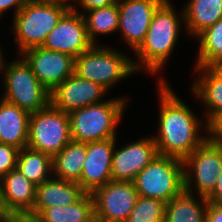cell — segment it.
Here are the masks:
<instances>
[{"mask_svg":"<svg viewBox=\"0 0 222 222\" xmlns=\"http://www.w3.org/2000/svg\"><path fill=\"white\" fill-rule=\"evenodd\" d=\"M159 82V131L157 137H152L158 155L174 157L183 161L212 132H207V136L199 135L198 131L202 128L201 121L185 102L168 87L165 80L161 78Z\"/></svg>","mask_w":222,"mask_h":222,"instance_id":"obj_1","label":"cell"},{"mask_svg":"<svg viewBox=\"0 0 222 222\" xmlns=\"http://www.w3.org/2000/svg\"><path fill=\"white\" fill-rule=\"evenodd\" d=\"M169 1L165 0L154 12L145 40L134 52L139 59L133 61L136 72L144 69L157 74L176 46L181 22Z\"/></svg>","mask_w":222,"mask_h":222,"instance_id":"obj_2","label":"cell"},{"mask_svg":"<svg viewBox=\"0 0 222 222\" xmlns=\"http://www.w3.org/2000/svg\"><path fill=\"white\" fill-rule=\"evenodd\" d=\"M126 103L127 99L121 97L70 112L72 141L86 143L116 138V127Z\"/></svg>","mask_w":222,"mask_h":222,"instance_id":"obj_3","label":"cell"},{"mask_svg":"<svg viewBox=\"0 0 222 222\" xmlns=\"http://www.w3.org/2000/svg\"><path fill=\"white\" fill-rule=\"evenodd\" d=\"M70 8L62 3L28 0L12 22L19 52L42 47L49 32Z\"/></svg>","mask_w":222,"mask_h":222,"instance_id":"obj_4","label":"cell"},{"mask_svg":"<svg viewBox=\"0 0 222 222\" xmlns=\"http://www.w3.org/2000/svg\"><path fill=\"white\" fill-rule=\"evenodd\" d=\"M133 60L122 52L93 45L74 59V73L105 88L134 74Z\"/></svg>","mask_w":222,"mask_h":222,"instance_id":"obj_5","label":"cell"},{"mask_svg":"<svg viewBox=\"0 0 222 222\" xmlns=\"http://www.w3.org/2000/svg\"><path fill=\"white\" fill-rule=\"evenodd\" d=\"M183 161L157 155L133 180L139 196L165 203L184 190Z\"/></svg>","mask_w":222,"mask_h":222,"instance_id":"obj_6","label":"cell"},{"mask_svg":"<svg viewBox=\"0 0 222 222\" xmlns=\"http://www.w3.org/2000/svg\"><path fill=\"white\" fill-rule=\"evenodd\" d=\"M0 70L5 72L3 100L29 114L36 113L50 104V92L41 84L23 58L4 63Z\"/></svg>","mask_w":222,"mask_h":222,"instance_id":"obj_7","label":"cell"},{"mask_svg":"<svg viewBox=\"0 0 222 222\" xmlns=\"http://www.w3.org/2000/svg\"><path fill=\"white\" fill-rule=\"evenodd\" d=\"M71 138L69 114L51 103L44 109L30 114L27 147L50 155L58 154Z\"/></svg>","mask_w":222,"mask_h":222,"instance_id":"obj_8","label":"cell"},{"mask_svg":"<svg viewBox=\"0 0 222 222\" xmlns=\"http://www.w3.org/2000/svg\"><path fill=\"white\" fill-rule=\"evenodd\" d=\"M183 168L184 190L192 193L191 188L195 187L199 196L207 198L213 192L222 170V142L212 133L183 160Z\"/></svg>","mask_w":222,"mask_h":222,"instance_id":"obj_9","label":"cell"},{"mask_svg":"<svg viewBox=\"0 0 222 222\" xmlns=\"http://www.w3.org/2000/svg\"><path fill=\"white\" fill-rule=\"evenodd\" d=\"M82 12H78V9L72 5L49 32L42 47L68 54L74 59L90 49L94 44L87 35Z\"/></svg>","mask_w":222,"mask_h":222,"instance_id":"obj_10","label":"cell"},{"mask_svg":"<svg viewBox=\"0 0 222 222\" xmlns=\"http://www.w3.org/2000/svg\"><path fill=\"white\" fill-rule=\"evenodd\" d=\"M91 195L94 213L105 222H127L139 196L133 182L113 180Z\"/></svg>","mask_w":222,"mask_h":222,"instance_id":"obj_11","label":"cell"},{"mask_svg":"<svg viewBox=\"0 0 222 222\" xmlns=\"http://www.w3.org/2000/svg\"><path fill=\"white\" fill-rule=\"evenodd\" d=\"M22 58L41 84L52 92L74 73V58L58 51L35 47L24 51Z\"/></svg>","mask_w":222,"mask_h":222,"instance_id":"obj_12","label":"cell"},{"mask_svg":"<svg viewBox=\"0 0 222 222\" xmlns=\"http://www.w3.org/2000/svg\"><path fill=\"white\" fill-rule=\"evenodd\" d=\"M165 0H117L122 37L135 52L144 42L152 17Z\"/></svg>","mask_w":222,"mask_h":222,"instance_id":"obj_13","label":"cell"},{"mask_svg":"<svg viewBox=\"0 0 222 222\" xmlns=\"http://www.w3.org/2000/svg\"><path fill=\"white\" fill-rule=\"evenodd\" d=\"M107 92L101 85L73 73L50 92V103L69 114L88 105L101 103V98Z\"/></svg>","mask_w":222,"mask_h":222,"instance_id":"obj_14","label":"cell"},{"mask_svg":"<svg viewBox=\"0 0 222 222\" xmlns=\"http://www.w3.org/2000/svg\"><path fill=\"white\" fill-rule=\"evenodd\" d=\"M116 138L86 142V157L78 182L86 193H92L112 180V154Z\"/></svg>","mask_w":222,"mask_h":222,"instance_id":"obj_15","label":"cell"},{"mask_svg":"<svg viewBox=\"0 0 222 222\" xmlns=\"http://www.w3.org/2000/svg\"><path fill=\"white\" fill-rule=\"evenodd\" d=\"M158 155L153 137L139 139L122 149L114 148L111 175L113 181L133 182L134 178Z\"/></svg>","mask_w":222,"mask_h":222,"instance_id":"obj_16","label":"cell"},{"mask_svg":"<svg viewBox=\"0 0 222 222\" xmlns=\"http://www.w3.org/2000/svg\"><path fill=\"white\" fill-rule=\"evenodd\" d=\"M86 192L76 182L49 178L36 186L32 212L22 222H32L45 208L68 206L77 202Z\"/></svg>","mask_w":222,"mask_h":222,"instance_id":"obj_17","label":"cell"},{"mask_svg":"<svg viewBox=\"0 0 222 222\" xmlns=\"http://www.w3.org/2000/svg\"><path fill=\"white\" fill-rule=\"evenodd\" d=\"M3 200L6 209L22 222L33 209L36 185L27 180L16 168L1 178Z\"/></svg>","mask_w":222,"mask_h":222,"instance_id":"obj_18","label":"cell"},{"mask_svg":"<svg viewBox=\"0 0 222 222\" xmlns=\"http://www.w3.org/2000/svg\"><path fill=\"white\" fill-rule=\"evenodd\" d=\"M200 70L198 80L193 82L192 90L206 107V132L212 130L222 121V77L212 67H196ZM202 74V75H201Z\"/></svg>","mask_w":222,"mask_h":222,"instance_id":"obj_19","label":"cell"},{"mask_svg":"<svg viewBox=\"0 0 222 222\" xmlns=\"http://www.w3.org/2000/svg\"><path fill=\"white\" fill-rule=\"evenodd\" d=\"M30 114L18 106L0 101V143L21 150L27 147Z\"/></svg>","mask_w":222,"mask_h":222,"instance_id":"obj_20","label":"cell"},{"mask_svg":"<svg viewBox=\"0 0 222 222\" xmlns=\"http://www.w3.org/2000/svg\"><path fill=\"white\" fill-rule=\"evenodd\" d=\"M182 11L187 33L196 37L222 18V0H189Z\"/></svg>","mask_w":222,"mask_h":222,"instance_id":"obj_21","label":"cell"},{"mask_svg":"<svg viewBox=\"0 0 222 222\" xmlns=\"http://www.w3.org/2000/svg\"><path fill=\"white\" fill-rule=\"evenodd\" d=\"M86 157V143L69 142L52 158L53 176L78 183Z\"/></svg>","mask_w":222,"mask_h":222,"instance_id":"obj_22","label":"cell"},{"mask_svg":"<svg viewBox=\"0 0 222 222\" xmlns=\"http://www.w3.org/2000/svg\"><path fill=\"white\" fill-rule=\"evenodd\" d=\"M199 199L196 201L193 193L183 190L166 203L165 222H205L208 201L201 196Z\"/></svg>","mask_w":222,"mask_h":222,"instance_id":"obj_23","label":"cell"},{"mask_svg":"<svg viewBox=\"0 0 222 222\" xmlns=\"http://www.w3.org/2000/svg\"><path fill=\"white\" fill-rule=\"evenodd\" d=\"M16 168L34 185L46 182L52 174V157L28 147L19 150Z\"/></svg>","mask_w":222,"mask_h":222,"instance_id":"obj_24","label":"cell"},{"mask_svg":"<svg viewBox=\"0 0 222 222\" xmlns=\"http://www.w3.org/2000/svg\"><path fill=\"white\" fill-rule=\"evenodd\" d=\"M93 213V197L85 193L71 205L45 208L32 222H84Z\"/></svg>","mask_w":222,"mask_h":222,"instance_id":"obj_25","label":"cell"},{"mask_svg":"<svg viewBox=\"0 0 222 222\" xmlns=\"http://www.w3.org/2000/svg\"><path fill=\"white\" fill-rule=\"evenodd\" d=\"M196 37L200 43L195 67H213L222 63V18Z\"/></svg>","mask_w":222,"mask_h":222,"instance_id":"obj_26","label":"cell"},{"mask_svg":"<svg viewBox=\"0 0 222 222\" xmlns=\"http://www.w3.org/2000/svg\"><path fill=\"white\" fill-rule=\"evenodd\" d=\"M87 13L89 15L85 13L82 15L86 24L87 35L94 45H97L96 35L110 34L118 30L119 9L117 2L107 7L88 10Z\"/></svg>","mask_w":222,"mask_h":222,"instance_id":"obj_27","label":"cell"},{"mask_svg":"<svg viewBox=\"0 0 222 222\" xmlns=\"http://www.w3.org/2000/svg\"><path fill=\"white\" fill-rule=\"evenodd\" d=\"M165 207L160 199L138 196L127 222H165Z\"/></svg>","mask_w":222,"mask_h":222,"instance_id":"obj_28","label":"cell"},{"mask_svg":"<svg viewBox=\"0 0 222 222\" xmlns=\"http://www.w3.org/2000/svg\"><path fill=\"white\" fill-rule=\"evenodd\" d=\"M18 153L16 147L0 143V179L16 169Z\"/></svg>","mask_w":222,"mask_h":222,"instance_id":"obj_29","label":"cell"},{"mask_svg":"<svg viewBox=\"0 0 222 222\" xmlns=\"http://www.w3.org/2000/svg\"><path fill=\"white\" fill-rule=\"evenodd\" d=\"M205 222H222V204L207 202Z\"/></svg>","mask_w":222,"mask_h":222,"instance_id":"obj_30","label":"cell"},{"mask_svg":"<svg viewBox=\"0 0 222 222\" xmlns=\"http://www.w3.org/2000/svg\"><path fill=\"white\" fill-rule=\"evenodd\" d=\"M77 1L78 5H80V7L83 8V11L107 7L117 2V0H77Z\"/></svg>","mask_w":222,"mask_h":222,"instance_id":"obj_31","label":"cell"},{"mask_svg":"<svg viewBox=\"0 0 222 222\" xmlns=\"http://www.w3.org/2000/svg\"><path fill=\"white\" fill-rule=\"evenodd\" d=\"M28 0H0V17L10 8H15L14 16L24 7Z\"/></svg>","mask_w":222,"mask_h":222,"instance_id":"obj_32","label":"cell"},{"mask_svg":"<svg viewBox=\"0 0 222 222\" xmlns=\"http://www.w3.org/2000/svg\"><path fill=\"white\" fill-rule=\"evenodd\" d=\"M206 199L208 202L222 204V170L218 174V180L213 192Z\"/></svg>","mask_w":222,"mask_h":222,"instance_id":"obj_33","label":"cell"},{"mask_svg":"<svg viewBox=\"0 0 222 222\" xmlns=\"http://www.w3.org/2000/svg\"><path fill=\"white\" fill-rule=\"evenodd\" d=\"M0 222H18L11 213L6 209L3 192H2V183L0 179Z\"/></svg>","mask_w":222,"mask_h":222,"instance_id":"obj_34","label":"cell"},{"mask_svg":"<svg viewBox=\"0 0 222 222\" xmlns=\"http://www.w3.org/2000/svg\"><path fill=\"white\" fill-rule=\"evenodd\" d=\"M212 133L222 142V121L212 130Z\"/></svg>","mask_w":222,"mask_h":222,"instance_id":"obj_35","label":"cell"},{"mask_svg":"<svg viewBox=\"0 0 222 222\" xmlns=\"http://www.w3.org/2000/svg\"><path fill=\"white\" fill-rule=\"evenodd\" d=\"M84 222H105V221L101 217H99L97 214L93 213Z\"/></svg>","mask_w":222,"mask_h":222,"instance_id":"obj_36","label":"cell"},{"mask_svg":"<svg viewBox=\"0 0 222 222\" xmlns=\"http://www.w3.org/2000/svg\"><path fill=\"white\" fill-rule=\"evenodd\" d=\"M32 1H36V2H56V3L65 4V5H70V7L72 6V4L67 3L68 0H32Z\"/></svg>","mask_w":222,"mask_h":222,"instance_id":"obj_37","label":"cell"},{"mask_svg":"<svg viewBox=\"0 0 222 222\" xmlns=\"http://www.w3.org/2000/svg\"><path fill=\"white\" fill-rule=\"evenodd\" d=\"M212 68L222 77V63L216 64Z\"/></svg>","mask_w":222,"mask_h":222,"instance_id":"obj_38","label":"cell"},{"mask_svg":"<svg viewBox=\"0 0 222 222\" xmlns=\"http://www.w3.org/2000/svg\"><path fill=\"white\" fill-rule=\"evenodd\" d=\"M2 55H3V52L0 48V69L3 67V64H4V59H3L4 57Z\"/></svg>","mask_w":222,"mask_h":222,"instance_id":"obj_39","label":"cell"}]
</instances>
